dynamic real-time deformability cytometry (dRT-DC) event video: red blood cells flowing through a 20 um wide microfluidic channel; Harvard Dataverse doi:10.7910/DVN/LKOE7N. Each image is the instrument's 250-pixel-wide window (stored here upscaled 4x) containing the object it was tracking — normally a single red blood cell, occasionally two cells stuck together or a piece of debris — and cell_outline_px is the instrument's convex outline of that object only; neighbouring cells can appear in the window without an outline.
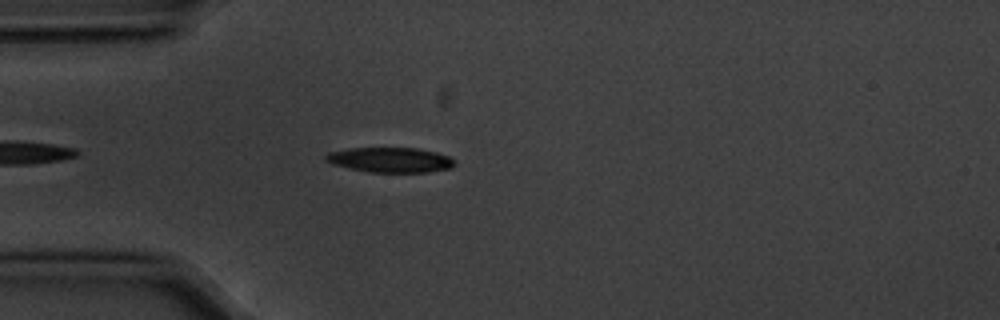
{"species": "common noctule bat (a hibernating species)", "species_latin": "Nyctalus noctula", "temperature_condition": "cold", "stored_images_in_passage": 4, "camera_frame_rate_fps": 3000, "um_per_image_px": 0.085, "animal": {"sex": "male", "body_mass_g": 20.1, "forearm_length_mm": 53.5}, "frame": {"image": 1, "passage_image": 4, "time_ms": 1.0, "image_size_px": [1000, 320], "cell_outline_px": [[456, 164], [452, 168], [428, 172], [372, 172], [332, 164], [324, 160], [324, 156], [328, 152], [348, 148], [416, 148], [436, 152], [448, 156], [456, 160]], "centroid_in_image_um": [33.2, 13.58], "position_along_channel_um": 51.8, "area_um2": 18.79}}